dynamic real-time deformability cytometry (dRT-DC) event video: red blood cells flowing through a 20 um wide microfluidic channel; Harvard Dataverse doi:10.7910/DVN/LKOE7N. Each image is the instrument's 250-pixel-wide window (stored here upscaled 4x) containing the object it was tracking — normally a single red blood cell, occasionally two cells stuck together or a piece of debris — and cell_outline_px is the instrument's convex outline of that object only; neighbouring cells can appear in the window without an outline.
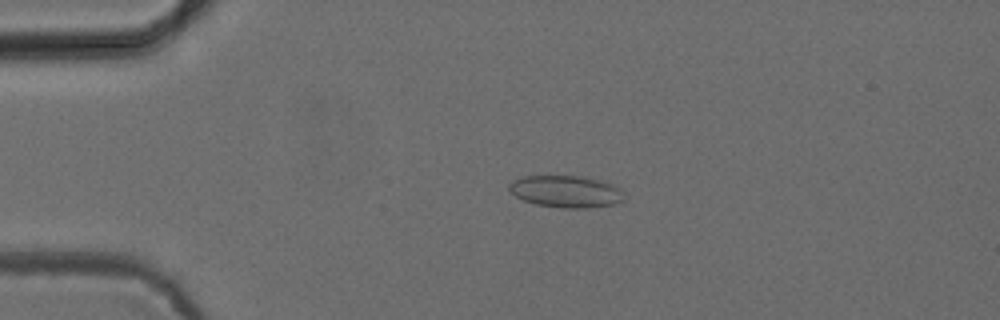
{"species": "common noctule bat (a hibernating species)", "species_latin": "Nyctalus noctula", "temperature_condition": "cold", "stored_images_in_passage": 37, "camera_frame_rate_fps": 3000, "um_per_image_px": 0.085, "animal": {"sex": "female", "body_mass_g": 24.6, "forearm_length_mm": 56.2}, "frame": {"image": 1, "passage_image": 6, "time_ms": 1.667, "image_size_px": [1000, 320], "cell_outline_px": [[628, 196], [624, 200], [616, 204], [588, 208], [564, 208], [536, 204], [524, 200], [516, 196], [508, 188], [508, 184], [512, 180], [524, 176], [584, 176], [604, 180], [624, 188]], "centroid_in_image_um": [48.23, 16.27], "position_along_channel_um": 36.8, "area_um2": 22.02}}
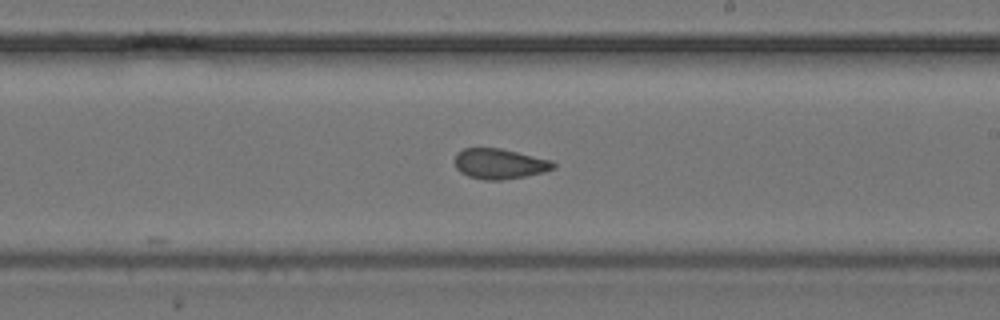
{"frame": {"image": 2, "passage_image": 25, "time_ms": 8.0, "image_size_px": [1000, 320], "cell_outline_px": [[556, 168], [544, 172], [524, 176], [500, 180], [484, 180], [468, 176], [460, 172], [456, 168], [456, 152], [464, 148], [500, 148], [552, 160], [556, 164]], "centroid_in_image_um": [42.47, 13.92], "position_along_channel_um": 246.5, "area_um2": 17.4}}
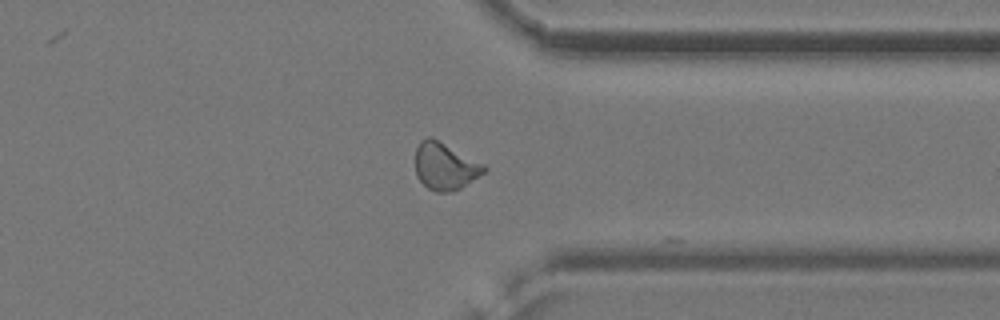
{"frame": {"image": 3, "passage_image": 35, "time_ms": 11.333, "image_size_px": [1000, 320], "cell_outline_px": [[488, 168], [484, 172], [460, 188], [452, 192], [436, 192], [428, 188], [416, 176], [416, 148], [420, 140], [428, 136], [432, 136], [484, 164]], "centroid_in_image_um": [37.81, 14.11], "position_along_channel_um": 373.6, "area_um2": 18.84}, "authors_computed_cell_mechanics": {"area_um2": 18.4382, "velocity_mm_per_s": 3.8872, "shape_relaxation_time_tau1_ms": null, "shape_relaxation_time_tau2_ms": 2.2805, "deformation_change_tau1": null, "deformation_change_tau2": 0.0789}}